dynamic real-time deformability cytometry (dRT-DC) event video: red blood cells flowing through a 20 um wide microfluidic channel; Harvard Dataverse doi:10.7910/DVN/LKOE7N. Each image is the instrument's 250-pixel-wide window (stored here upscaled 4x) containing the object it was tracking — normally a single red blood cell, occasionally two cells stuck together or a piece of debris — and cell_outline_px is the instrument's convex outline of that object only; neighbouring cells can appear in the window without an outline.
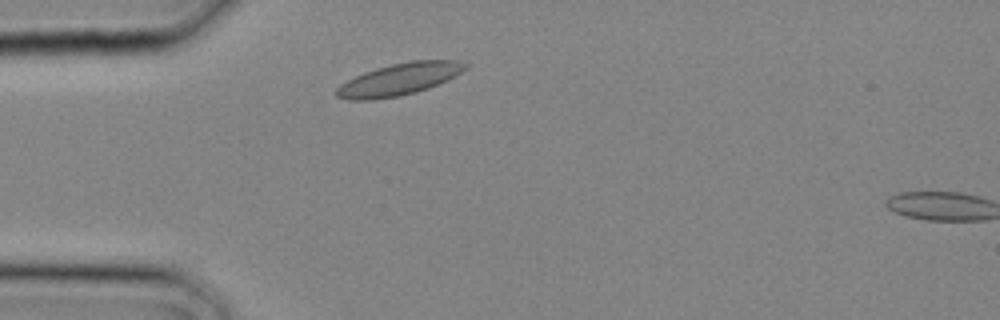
{"species": "common noctule bat (a hibernating species)", "species_latin": "Nyctalus noctula", "temperature_condition": "cold", "stored_images_in_passage": 2, "camera_frame_rate_fps": 3000, "um_per_image_px": 0.085, "animal": {"sex": "male", "body_mass_g": 20.4}, "frame": {"image": 1, "passage_image": 1, "time_ms": 0.0, "image_size_px": [1000, 320], "cell_outline_px": [[468, 68], [448, 80], [428, 88], [416, 92], [400, 96], [372, 100], [348, 100], [336, 96], [336, 88], [340, 84], [364, 72], [376, 68], [392, 64], [412, 60], [460, 60], [468, 64]], "centroid_in_image_um": [33.95, 6.74], "position_along_channel_um": 51.1, "area_um2": 24.1}}